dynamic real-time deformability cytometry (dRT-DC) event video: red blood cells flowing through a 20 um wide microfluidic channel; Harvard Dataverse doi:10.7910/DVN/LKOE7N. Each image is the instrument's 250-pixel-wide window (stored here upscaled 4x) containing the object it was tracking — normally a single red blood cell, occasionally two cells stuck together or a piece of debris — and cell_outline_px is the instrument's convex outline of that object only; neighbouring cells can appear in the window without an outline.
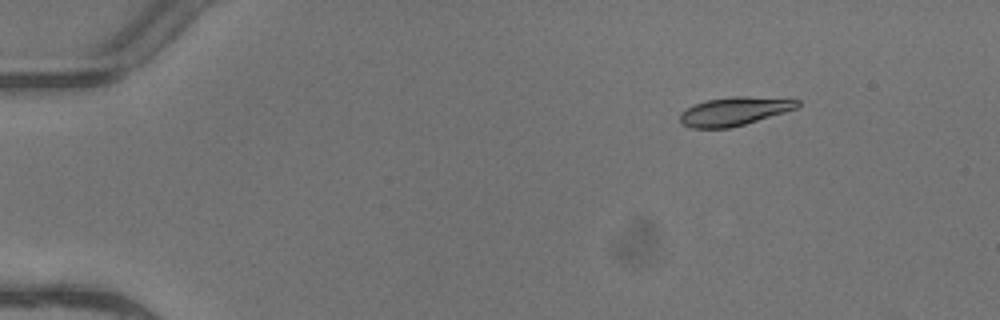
{"species": "common noctule bat (a hibernating species)", "species_latin": "Nyctalus noctula", "temperature_condition": "warm", "stored_images_in_passage": 4, "camera_frame_rate_fps": 3000, "um_per_image_px": 0.085, "animal": {"sex": "female"}, "frame": {"image": 1, "passage_image": 1, "time_ms": 0.0, "image_size_px": [1000, 320], "cell_outline_px": [[800, 104], [796, 108], [784, 112], [744, 124], [728, 128], [692, 128], [684, 124], [680, 120], [680, 112], [696, 104], [708, 100], [728, 96], [744, 96], [800, 100]], "centroid_in_image_um": [62.4, 9.45], "position_along_channel_um": 22.6, "area_um2": 19.13}}
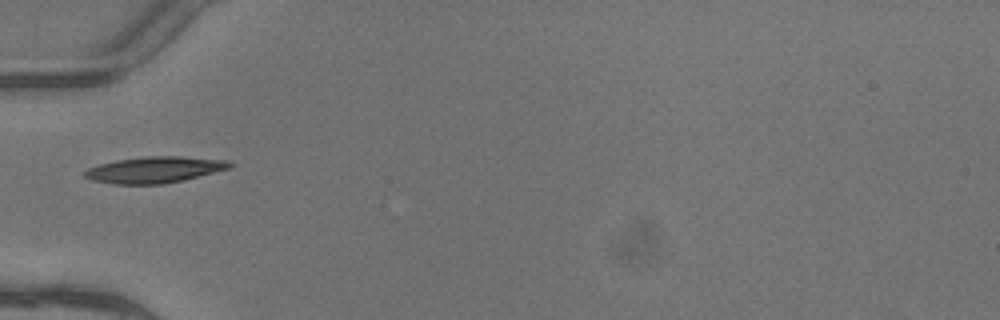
{"frame": {"image": 2, "passage_image": 4, "time_ms": 1.0, "image_size_px": [1000, 320], "cell_outline_px": [[236, 164], [232, 168], [164, 184], [112, 184], [92, 180], [84, 176], [80, 172], [88, 168], [100, 164], [116, 160], [144, 156], [180, 156], [228, 160]], "centroid_in_image_um": [13.14, 14.42], "position_along_channel_um": 71.9, "area_um2": 22.37}}